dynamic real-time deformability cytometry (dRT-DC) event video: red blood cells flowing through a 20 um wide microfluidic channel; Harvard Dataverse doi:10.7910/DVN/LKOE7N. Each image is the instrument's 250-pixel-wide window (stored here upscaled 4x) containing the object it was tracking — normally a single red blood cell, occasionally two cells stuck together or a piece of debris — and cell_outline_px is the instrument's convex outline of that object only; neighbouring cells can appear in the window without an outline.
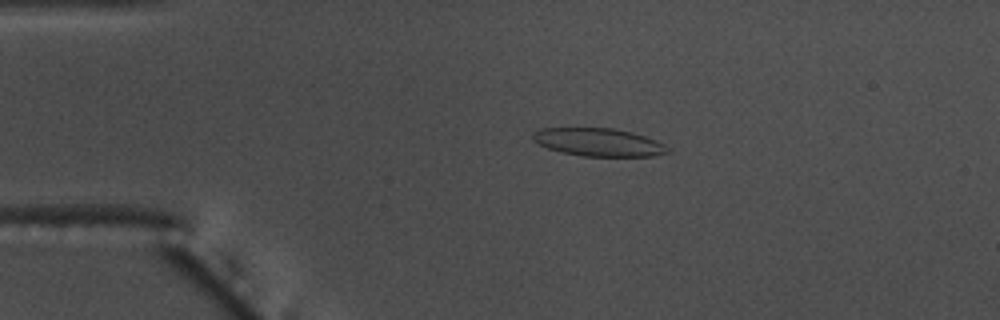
{"species": "common noctule bat (a hibernating species)", "species_latin": "Nyctalus noctula", "temperature_condition": "warm", "stored_images_in_passage": 52, "camera_frame_rate_fps": 3000, "um_per_image_px": 0.085, "animal": {"sex": "male", "body_mass_g": 17.5, "forearm_length_mm": 52.3}, "frame": {"image": 1, "passage_image": 9, "time_ms": 2.667, "image_size_px": [1000, 320], "cell_outline_px": [[672, 152], [652, 156], [580, 156], [560, 152], [548, 148], [532, 140], [532, 132], [540, 128], [616, 128], [632, 132], [644, 136], [664, 144]], "centroid_in_image_um": [50.86, 12.09], "position_along_channel_um": 34.1, "area_um2": 22.08}}
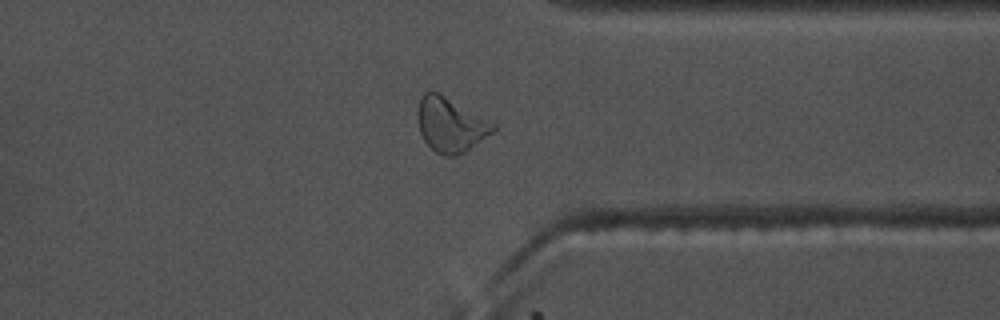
{"frame": {"image": 2, "passage_image": 40, "time_ms": 13.0, "image_size_px": [1000, 320], "cell_outline_px": [[496, 128], [492, 132], [464, 152], [456, 156], [444, 156], [436, 152], [424, 140], [420, 132], [416, 112], [420, 96], [424, 92], [436, 92], [444, 96], [496, 124]], "centroid_in_image_um": [38.25, 10.61], "position_along_channel_um": 373.2, "area_um2": 23.47}}
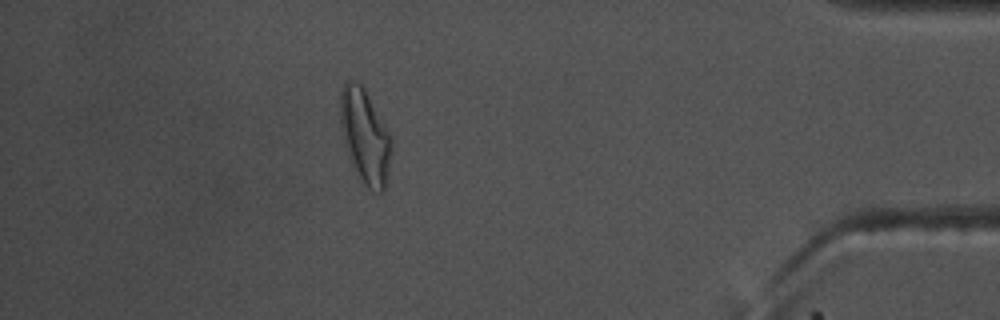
{"frame": {"image": 3, "passage_image": 46, "time_ms": 15.0, "image_size_px": [1000, 320], "cell_outline_px": [[392, 148], [388, 176], [384, 188], [380, 196], [372, 192], [360, 180], [348, 156], [340, 124], [340, 92], [344, 84], [348, 80], [352, 80], [360, 84], [364, 88], [388, 132], [392, 140]], "centroid_in_image_um": [31.03, 11.65], "position_along_channel_um": 404.2, "area_um2": 28.03}, "authors_computed_cell_mechanics": {"area_um2": 22.3397, "velocity_mm_per_s": 3.7186, "shape_relaxation_time_tau1_ms": null, "shape_relaxation_time_tau2_ms": 2.0573, "deformation_change_tau1": null, "deformation_change_tau2": 0.0981}}